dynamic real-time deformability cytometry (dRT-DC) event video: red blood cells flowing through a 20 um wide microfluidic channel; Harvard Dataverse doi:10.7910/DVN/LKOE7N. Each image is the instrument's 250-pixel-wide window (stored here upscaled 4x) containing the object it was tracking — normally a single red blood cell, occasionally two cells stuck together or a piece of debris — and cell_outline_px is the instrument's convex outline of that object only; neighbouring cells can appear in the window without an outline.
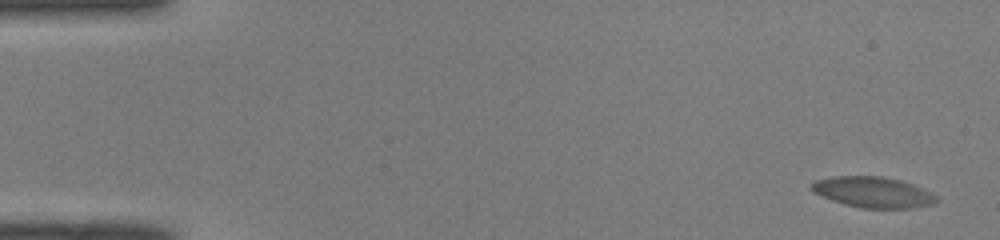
{"species": "common noctule bat (a hibernating species)", "species_latin": "Nyctalus noctula", "temperature_condition": "room temperature", "stored_images_in_passage": 53, "camera_frame_rate_fps": 3000, "um_per_image_px": 0.085, "animal": {"sex": "male", "body_mass_g": 19.0, "forearm_length_mm": 50.8}, "frame": {"image": 1, "passage_image": 1, "time_ms": 0.0, "image_size_px": [1000, 240], "cell_outline_px": [[940, 200], [932, 204], [912, 208], [860, 208], [844, 204], [832, 200], [812, 192], [808, 188], [816, 180], [832, 176], [884, 176], [900, 180], [912, 184], [936, 196]], "centroid_in_image_um": [74.16, 16.33], "position_along_channel_um": 10.8, "area_um2": 22.37}}
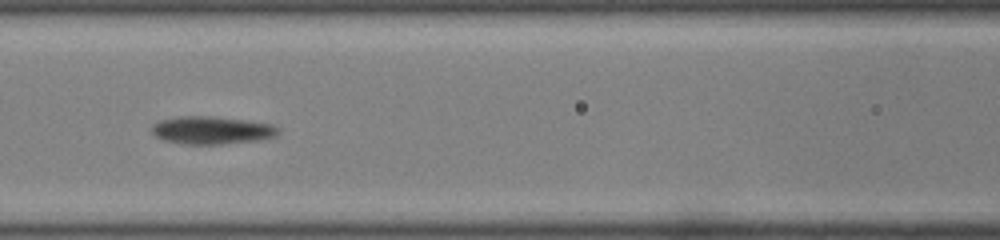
{"frame": {"image": 2, "passage_image": 23, "time_ms": 7.333, "image_size_px": [1000, 240], "cell_outline_px": [[280, 132], [276, 136], [256, 140], [220, 144], [188, 144], [164, 140], [156, 136], [152, 132], [152, 124], [160, 120], [184, 116], [208, 116], [272, 124], [280, 128]], "centroid_in_image_um": [18.0, 11.07], "position_along_channel_um": 148.6, "area_um2": 20.11}}
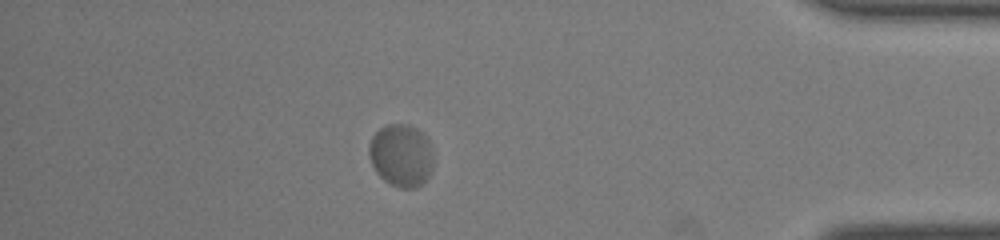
{"frame": {"image": 3, "passage_image": 46, "time_ms": 15.0, "image_size_px": [1000, 240], "cell_outline_px": [[432, 168], [428, 176], [416, 188], [400, 188], [388, 184], [376, 172], [372, 164], [368, 152], [368, 144], [372, 136], [380, 128], [388, 124], [408, 124], [424, 132], [428, 140], [432, 152]], "centroid_in_image_um": [34.08, 13.2], "position_along_channel_um": 401.1, "area_um2": 23.64}, "authors_computed_cell_mechanics": {"area_um2": 21.9062, "velocity_mm_per_s": 3.7935, "shape_relaxation_time_tau1_ms": 3.6445, "shape_relaxation_time_tau2_ms": null, "deformation_change_tau1": 0.1512, "deformation_change_tau2": null}}